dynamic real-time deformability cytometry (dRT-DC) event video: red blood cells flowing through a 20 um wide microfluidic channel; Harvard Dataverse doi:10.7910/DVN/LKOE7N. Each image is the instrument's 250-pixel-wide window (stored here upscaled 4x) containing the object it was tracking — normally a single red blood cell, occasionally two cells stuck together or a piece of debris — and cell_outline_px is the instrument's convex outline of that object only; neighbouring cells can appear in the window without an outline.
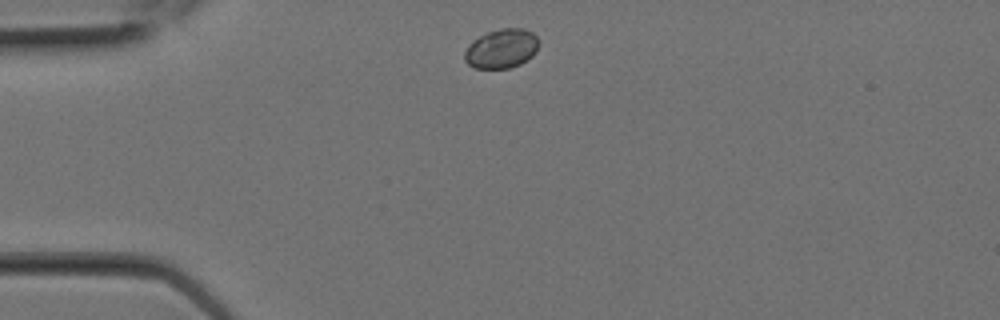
{"species": "Egyptian fruit bat (a non-hibernating species)", "species_latin": "Rousettus aegyptiacus", "temperature_condition": "room temperature", "stored_images_in_passage": 5, "camera_frame_rate_fps": 3000, "um_per_image_px": 0.085, "animal": {"sex": "female"}, "frame": {"image": 1, "passage_image": 1, "time_ms": 0.0, "image_size_px": [1000, 320], "cell_outline_px": [[540, 44], [536, 52], [532, 56], [520, 64], [508, 68], [476, 68], [468, 64], [464, 60], [464, 52], [468, 44], [472, 40], [488, 32], [500, 28], [524, 28], [532, 32], [536, 36]], "centroid_in_image_um": [42.63, 4.12], "position_along_channel_um": 42.4, "area_um2": 17.11}}
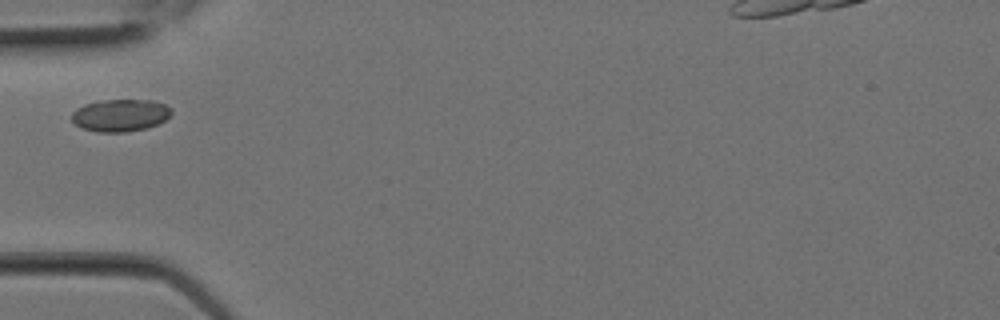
{"frame": {"image": 2, "passage_image": 3, "time_ms": 0.667, "image_size_px": [1000, 320], "cell_outline_px": [[172, 112], [164, 120], [148, 128], [124, 132], [96, 132], [80, 128], [72, 120], [72, 112], [76, 108], [84, 104], [100, 100], [152, 100], [164, 104], [172, 108]], "centroid_in_image_um": [10.2, 9.8], "position_along_channel_um": 74.8, "area_um2": 18.84}}
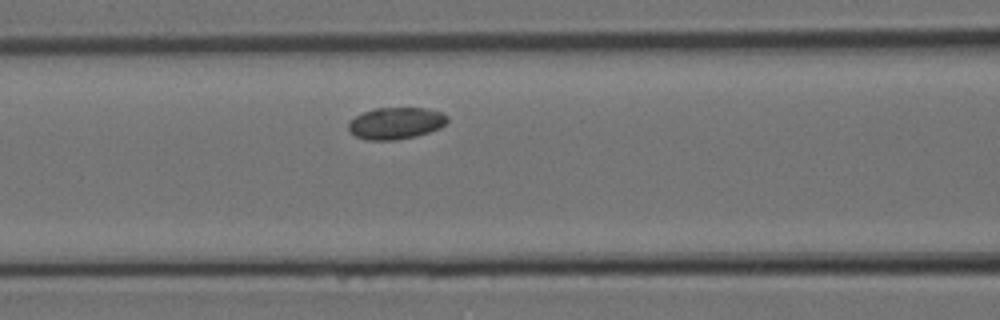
{"frame": {"image": 3, "passage_image": 5, "time_ms": 1.333, "image_size_px": [1000, 320], "cell_outline_px": [[448, 120], [440, 128], [416, 136], [396, 140], [364, 140], [356, 136], [348, 128], [348, 120], [364, 112], [376, 108], [424, 108], [444, 112], [448, 116]], "centroid_in_image_um": [33.65, 10.47], "position_along_channel_um": 132.9, "area_um2": 18.38}}